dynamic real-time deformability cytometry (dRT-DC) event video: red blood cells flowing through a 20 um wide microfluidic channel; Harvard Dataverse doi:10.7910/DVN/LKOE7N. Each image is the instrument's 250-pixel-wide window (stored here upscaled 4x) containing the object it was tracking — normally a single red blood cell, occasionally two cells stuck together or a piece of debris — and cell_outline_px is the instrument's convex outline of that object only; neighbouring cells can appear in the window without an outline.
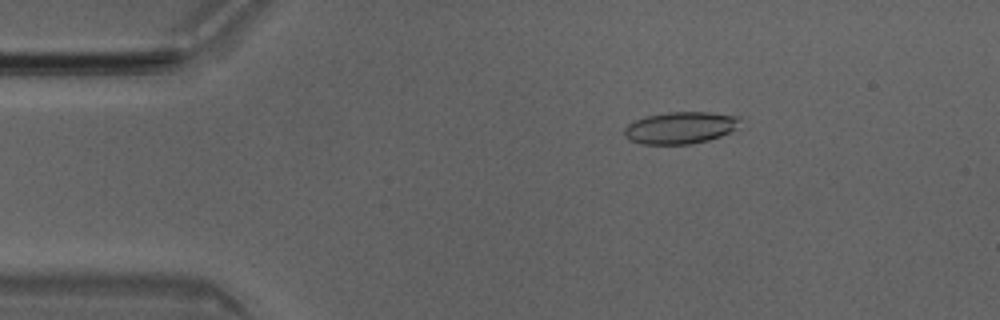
{"species": "Egyptian fruit bat (a non-hibernating species)", "species_latin": "Rousettus aegyptiacus", "temperature_condition": "room temperature", "stored_images_in_passage": 40, "camera_frame_rate_fps": 3000, "um_per_image_px": 0.085, "animal": {"sex": "male"}, "frame": {"image": 1, "passage_image": 8, "time_ms": 2.333, "image_size_px": [1000, 320], "cell_outline_px": [[740, 116], [736, 128], [720, 136], [708, 140], [688, 144], [640, 144], [628, 140], [624, 136], [624, 128], [628, 124], [636, 120], [648, 116], [668, 112], [708, 112]], "centroid_in_image_um": [57.79, 10.86], "position_along_channel_um": 27.2, "area_um2": 21.39}}
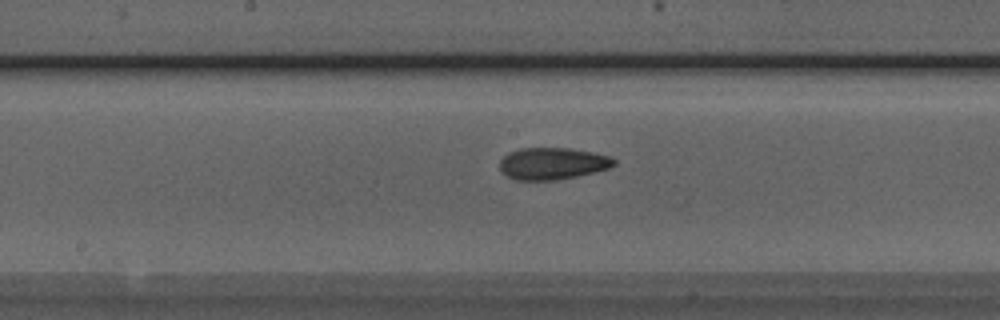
{"frame": {"image": 2, "passage_image": 25, "time_ms": 8.0, "image_size_px": [1000, 320], "cell_outline_px": [[616, 164], [612, 168], [576, 176], [556, 180], [516, 180], [504, 176], [500, 172], [500, 160], [508, 152], [520, 148], [572, 148], [592, 152], [608, 156], [616, 160]], "centroid_in_image_um": [46.94, 13.9], "position_along_channel_um": 201.3, "area_um2": 21.5}}
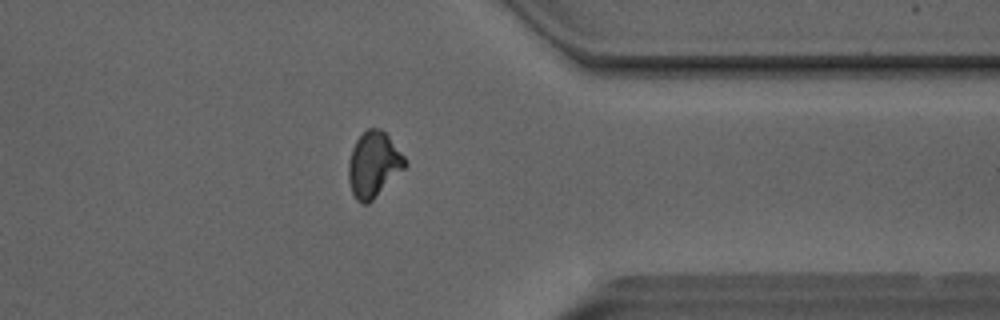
{"frame": {"image": 3, "passage_image": 39, "time_ms": 12.667, "image_size_px": [1000, 320], "cell_outline_px": [[408, 164], [368, 204], [360, 204], [356, 200], [352, 192], [348, 180], [348, 164], [352, 148], [356, 140], [368, 128], [380, 128], [388, 136], [408, 160]], "centroid_in_image_um": [31.75, 13.99], "position_along_channel_um": 379.7, "area_um2": 21.44}, "authors_computed_cell_mechanics": {"area_um2": 21.5016, "velocity_mm_per_s": 4.0565, "shape_relaxation_time_tau1_ms": 4.6986, "shape_relaxation_time_tau2_ms": 1.2357, "deformation_change_tau1": 0.1334, "deformation_change_tau2": 0.066}}